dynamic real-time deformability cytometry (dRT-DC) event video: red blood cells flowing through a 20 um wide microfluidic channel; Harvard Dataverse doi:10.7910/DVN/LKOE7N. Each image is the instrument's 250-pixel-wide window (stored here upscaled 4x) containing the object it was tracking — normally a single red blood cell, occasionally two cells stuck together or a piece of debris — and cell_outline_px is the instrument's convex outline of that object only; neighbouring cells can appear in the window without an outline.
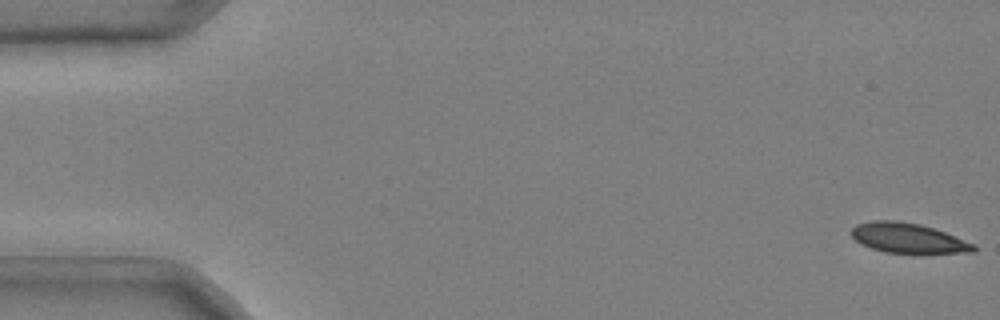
{"species": "common noctule bat (a hibernating species)", "species_latin": "Nyctalus noctula", "temperature_condition": "cold", "stored_images_in_passage": 52, "camera_frame_rate_fps": 3000, "um_per_image_px": 0.085, "animal": {"sex": "male", "body_mass_g": 20.4}, "frame": {"image": 1, "passage_image": 1, "time_ms": 0.0, "image_size_px": [1000, 320], "cell_outline_px": [[976, 252], [884, 252], [860, 244], [852, 236], [852, 228], [856, 224], [872, 220], [896, 220], [920, 224], [944, 232], [976, 244]], "centroid_in_image_um": [77.16, 20.22], "position_along_channel_um": 7.8, "area_um2": 20.98}}
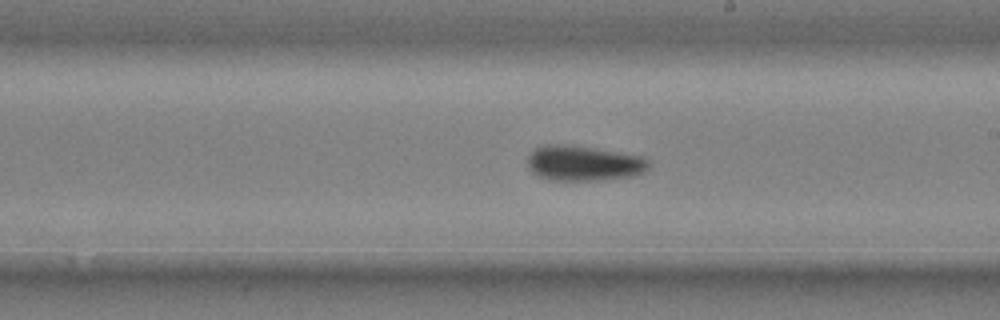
{"frame": {"image": 2, "passage_image": 31, "time_ms": 10.0, "image_size_px": [1000, 320], "cell_outline_px": [[648, 168], [644, 172], [636, 176], [596, 180], [548, 180], [532, 172], [528, 168], [528, 156], [536, 148], [544, 144], [568, 144], [596, 148], [644, 156], [648, 160]], "centroid_in_image_um": [49.62, 13.86], "position_along_channel_um": 239.4, "area_um2": 25.09}}
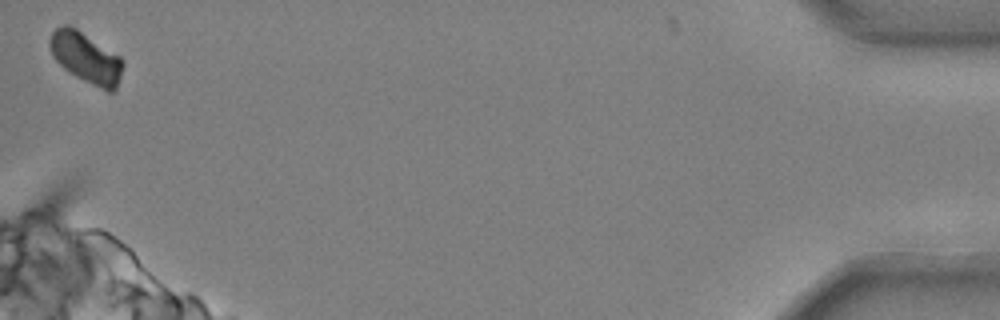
{"frame": {"image": 3, "passage_image": 52, "time_ms": 17.0, "image_size_px": [1000, 320], "cell_outline_px": [[124, 64], [116, 88], [112, 92], [108, 92], [68, 72], [52, 56], [48, 48], [48, 40], [52, 32], [56, 28], [64, 24], [68, 24], [76, 28], [120, 56], [124, 60]], "centroid_in_image_um": [7.29, 4.89], "position_along_channel_um": 427.9, "area_um2": 21.62}, "authors_computed_cell_mechanics": {"area_um2": 23.4668, "velocity_mm_per_s": 3.6765, "shape_relaxation_time_tau1_ms": 5.9425, "shape_relaxation_time_tau2_ms": 3.1315, "deformation_change_tau1": 0.1261, "deformation_change_tau2": 0.0496}}